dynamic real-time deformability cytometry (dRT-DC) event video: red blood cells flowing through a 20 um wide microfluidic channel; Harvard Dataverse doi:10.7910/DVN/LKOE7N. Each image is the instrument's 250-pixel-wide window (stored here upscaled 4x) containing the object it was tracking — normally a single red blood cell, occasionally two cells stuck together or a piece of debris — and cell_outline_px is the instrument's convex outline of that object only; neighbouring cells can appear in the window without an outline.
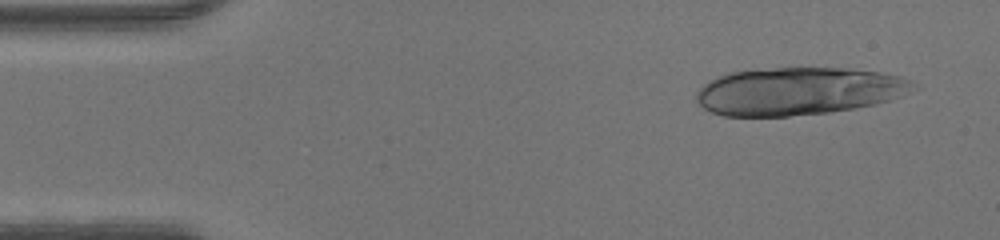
{"species": "human", "species_latin": "Homo sapiens", "temperature_condition": "warm", "stored_images_in_passage": 30, "camera_frame_rate_fps": 3000, "um_per_image_px": 0.085, "donor": {"sex": "male"}, "frame": {"image": 1, "passage_image": 3, "time_ms": 0.667, "image_size_px": [1000, 240], "cell_outline_px": [[920, 88], [900, 96], [888, 100], [856, 108], [828, 112], [788, 116], [724, 116], [712, 112], [704, 108], [696, 100], [696, 92], [708, 80], [716, 76], [728, 72], [776, 68], [848, 68], [880, 72], [900, 76], [908, 80]], "centroid_in_image_um": [67.85, 7.74], "position_along_channel_um": 17.1, "area_um2": 60.23}}
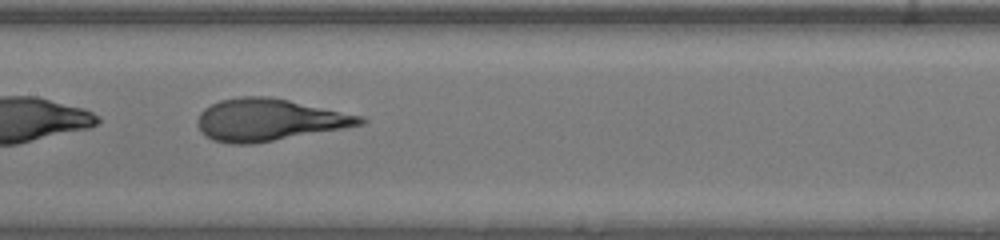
{"frame": {"image": 2, "passage_image": 22, "time_ms": 7.0, "image_size_px": [1000, 240], "cell_outline_px": [[368, 120], [364, 124], [344, 128], [252, 144], [228, 144], [212, 140], [204, 136], [200, 132], [196, 124], [196, 120], [200, 112], [204, 108], [220, 100], [240, 96], [268, 96], [288, 100], [364, 116]], "centroid_in_image_um": [22.82, 10.19], "position_along_channel_um": 184.6, "area_um2": 40.06}}
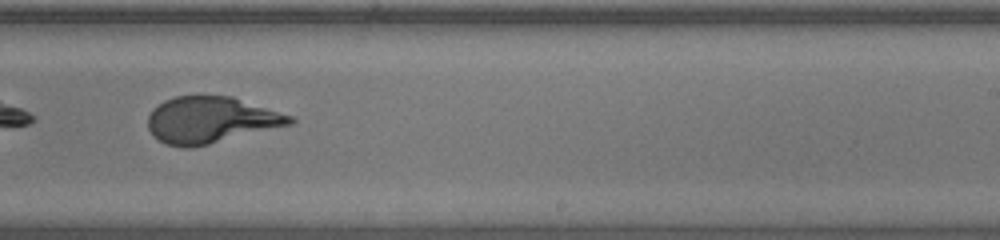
{"frame": {"image": 3, "passage_image": 28, "time_ms": 9.0, "image_size_px": [1000, 240], "cell_outline_px": [[296, 120], [292, 124], [192, 148], [184, 148], [164, 144], [148, 128], [148, 116], [152, 108], [164, 100], [176, 96], [232, 96], [292, 116]], "centroid_in_image_um": [17.9, 10.2], "position_along_channel_um": 271.1, "area_um2": 38.21}}